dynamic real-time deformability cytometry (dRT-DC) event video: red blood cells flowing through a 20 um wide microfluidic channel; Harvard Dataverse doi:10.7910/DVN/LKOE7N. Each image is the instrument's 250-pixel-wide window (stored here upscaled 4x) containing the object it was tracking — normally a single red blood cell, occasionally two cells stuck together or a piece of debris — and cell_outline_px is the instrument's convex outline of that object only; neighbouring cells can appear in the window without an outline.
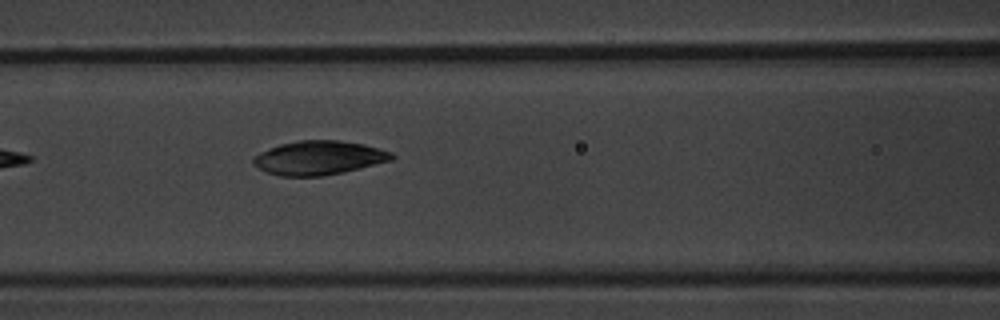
{"species": "common noctule bat (a hibernating species)", "species_latin": "Nyctalus noctula", "temperature_condition": "warm", "stored_images_in_passage": 7, "camera_frame_rate_fps": 3000, "um_per_image_px": 0.085, "animal": {"sex": "male", "body_mass_g": 20.1, "forearm_length_mm": 53.5}, "frame": {"image": 1, "passage_image": 7, "time_ms": 7.667, "image_size_px": [1000, 320], "cell_outline_px": [[396, 156], [392, 160], [344, 172], [324, 176], [280, 176], [268, 172], [252, 164], [252, 160], [260, 152], [268, 148], [280, 144], [296, 140], [340, 140], [364, 144], [392, 152]], "centroid_in_image_um": [27.11, 13.41], "position_along_channel_um": 139.5, "area_um2": 27.46}}